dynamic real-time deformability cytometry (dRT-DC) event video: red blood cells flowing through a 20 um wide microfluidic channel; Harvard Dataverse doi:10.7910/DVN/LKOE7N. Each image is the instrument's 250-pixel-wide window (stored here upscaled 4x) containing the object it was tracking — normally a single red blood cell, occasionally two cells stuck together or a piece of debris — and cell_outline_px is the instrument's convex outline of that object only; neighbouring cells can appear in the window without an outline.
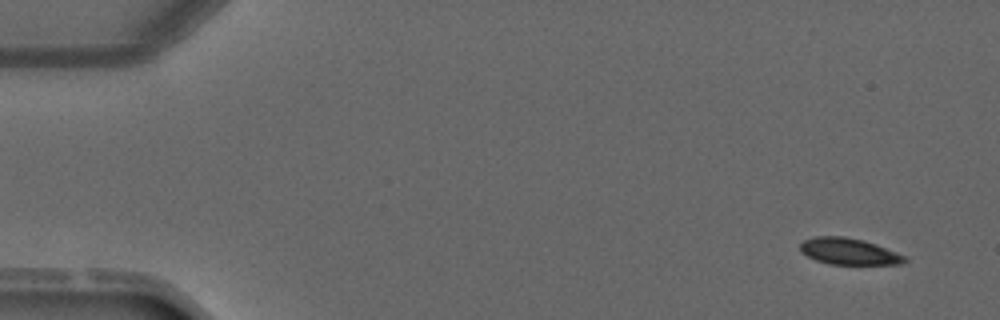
{"species": "common noctule bat (a hibernating species)", "species_latin": "Nyctalus noctula", "temperature_condition": "warm", "stored_images_in_passage": 4, "camera_frame_rate_fps": 3000, "um_per_image_px": 0.085, "animal": {"sex": "male", "forearm_length_mm": 52.5}, "frame": {"image": 1, "passage_image": 1, "time_ms": 0.0, "image_size_px": [1000, 320], "cell_outline_px": [[908, 260], [900, 264], [828, 264], [816, 260], [800, 252], [800, 244], [804, 240], [816, 236], [844, 236], [864, 240], [876, 244], [896, 252], [904, 256]], "centroid_in_image_um": [72.13, 21.36], "position_along_channel_um": 12.9, "area_um2": 16.07}}
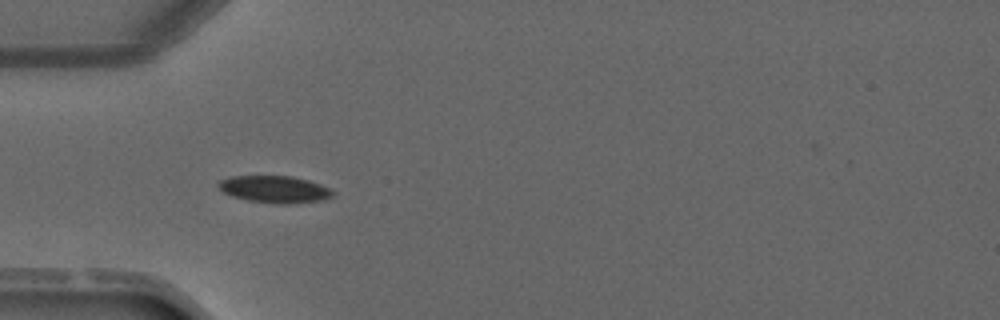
{"frame": {"image": 2, "passage_image": 4, "time_ms": 3.667, "image_size_px": [1000, 320], "cell_outline_px": [[336, 192], [332, 196], [324, 200], [288, 204], [276, 204], [248, 200], [232, 196], [224, 192], [216, 184], [220, 180], [228, 176], [292, 176], [308, 180], [332, 188]], "centroid_in_image_um": [23.38, 16.09], "position_along_channel_um": 61.6, "area_um2": 18.21}}